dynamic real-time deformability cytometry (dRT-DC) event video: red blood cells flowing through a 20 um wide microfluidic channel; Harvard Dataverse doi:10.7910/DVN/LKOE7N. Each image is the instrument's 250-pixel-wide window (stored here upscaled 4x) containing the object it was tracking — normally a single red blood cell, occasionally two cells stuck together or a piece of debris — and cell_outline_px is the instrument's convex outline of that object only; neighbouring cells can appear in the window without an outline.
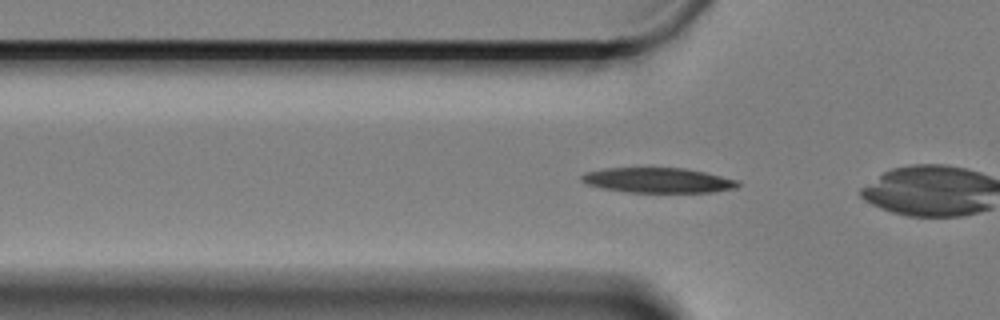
{"species": "Egyptian fruit bat (a non-hibernating species)", "species_latin": "Rousettus aegyptiacus", "temperature_condition": "cold", "stored_images_in_passage": 6, "camera_frame_rate_fps": 3000, "um_per_image_px": 0.085, "animal": {"sex": "female"}, "frame": {"image": 1, "passage_image": 5, "time_ms": 1.333, "image_size_px": [1000, 320], "cell_outline_px": [[740, 184], [736, 188], [712, 192], [628, 192], [600, 188], [584, 184], [580, 180], [580, 176], [584, 172], [604, 168], [652, 164], [684, 168], [704, 172], [736, 180]], "centroid_in_image_um": [55.79, 15.27], "position_along_channel_um": 70.0, "area_um2": 23.99}}